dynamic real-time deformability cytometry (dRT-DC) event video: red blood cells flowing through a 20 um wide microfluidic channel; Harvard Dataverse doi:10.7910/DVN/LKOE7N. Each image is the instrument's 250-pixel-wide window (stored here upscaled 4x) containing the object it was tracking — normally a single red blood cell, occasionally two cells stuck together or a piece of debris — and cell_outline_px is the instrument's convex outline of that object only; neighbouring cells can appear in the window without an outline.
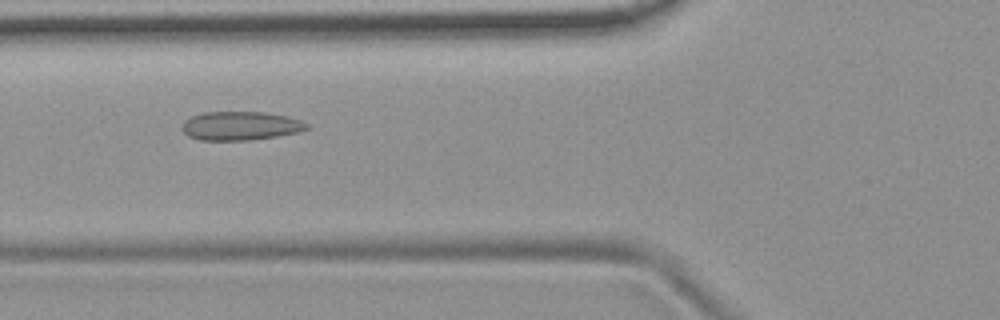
{"species": "common noctule bat (a hibernating species)", "species_latin": "Nyctalus noctula", "temperature_condition": "room temperature", "stored_images_in_passage": 35, "camera_frame_rate_fps": 3000, "um_per_image_px": 0.085, "animal": {"sex": "female", "body_mass_g": 19.9}, "frame": {"image": 1, "passage_image": 6, "time_ms": 1.667, "image_size_px": [1000, 320], "cell_outline_px": [[308, 128], [300, 132], [252, 140], [200, 140], [188, 136], [180, 128], [184, 120], [192, 116], [204, 112], [264, 112], [284, 116], [300, 120], [308, 124]], "centroid_in_image_um": [20.41, 10.7], "position_along_channel_um": 105.4, "area_um2": 20.87}}
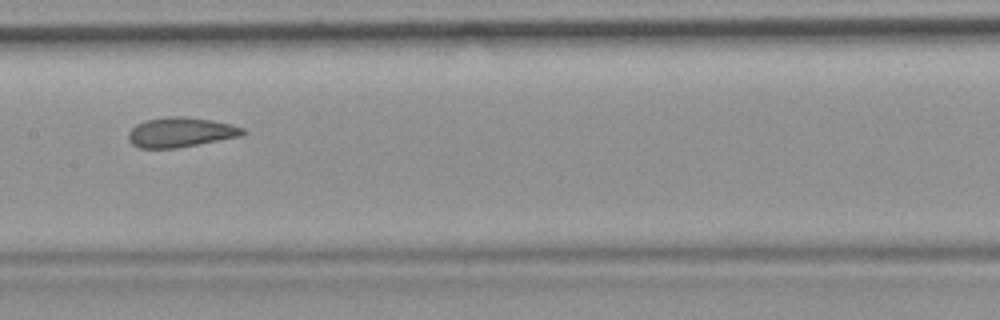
{"frame": {"image": 2, "passage_image": 13, "time_ms": 4.0, "image_size_px": [1000, 320], "cell_outline_px": [[244, 136], [176, 148], [140, 148], [132, 144], [128, 140], [128, 132], [136, 124], [144, 120], [168, 116], [184, 116], [212, 120], [232, 124], [244, 128]], "centroid_in_image_um": [15.36, 11.24], "position_along_channel_um": 192.0, "area_um2": 20.06}}
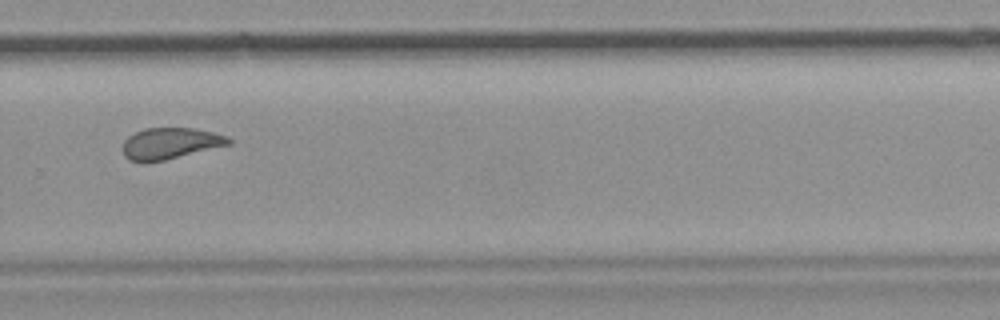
{"frame": {"image": 3, "passage_image": 23, "time_ms": 7.333, "image_size_px": [1000, 320], "cell_outline_px": [[232, 144], [164, 160], [144, 164], [140, 164], [128, 160], [124, 156], [124, 140], [128, 136], [144, 128], [192, 128], [212, 132], [228, 136], [232, 140]], "centroid_in_image_um": [14.45, 12.21], "position_along_channel_um": 315.4, "area_um2": 19.54}, "authors_computed_cell_mechanics": {"area_um2": 20.23, "velocity_mm_per_s": 3.7032, "shape_relaxation_time_tau1_ms": null, "shape_relaxation_time_tau2_ms": 1.8799, "deformation_change_tau1": null, "deformation_change_tau2": 0.077}}